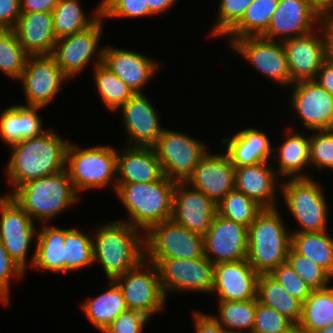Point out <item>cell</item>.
Masks as SVG:
<instances>
[{
  "label": "cell",
  "mask_w": 333,
  "mask_h": 333,
  "mask_svg": "<svg viewBox=\"0 0 333 333\" xmlns=\"http://www.w3.org/2000/svg\"><path fill=\"white\" fill-rule=\"evenodd\" d=\"M93 13V18L87 17L79 0H58V4L52 11L56 39L91 27L101 17V2Z\"/></svg>",
  "instance_id": "obj_34"
},
{
  "label": "cell",
  "mask_w": 333,
  "mask_h": 333,
  "mask_svg": "<svg viewBox=\"0 0 333 333\" xmlns=\"http://www.w3.org/2000/svg\"><path fill=\"white\" fill-rule=\"evenodd\" d=\"M0 240L9 256L26 272L27 254L35 235V222L10 196H0Z\"/></svg>",
  "instance_id": "obj_14"
},
{
  "label": "cell",
  "mask_w": 333,
  "mask_h": 333,
  "mask_svg": "<svg viewBox=\"0 0 333 333\" xmlns=\"http://www.w3.org/2000/svg\"><path fill=\"white\" fill-rule=\"evenodd\" d=\"M254 0H221L217 22L211 30V36H226L241 21L247 8Z\"/></svg>",
  "instance_id": "obj_44"
},
{
  "label": "cell",
  "mask_w": 333,
  "mask_h": 333,
  "mask_svg": "<svg viewBox=\"0 0 333 333\" xmlns=\"http://www.w3.org/2000/svg\"><path fill=\"white\" fill-rule=\"evenodd\" d=\"M261 162L235 168V189L256 201L263 208H276L278 175L272 164ZM269 164V165H268Z\"/></svg>",
  "instance_id": "obj_27"
},
{
  "label": "cell",
  "mask_w": 333,
  "mask_h": 333,
  "mask_svg": "<svg viewBox=\"0 0 333 333\" xmlns=\"http://www.w3.org/2000/svg\"><path fill=\"white\" fill-rule=\"evenodd\" d=\"M114 281L121 288L128 309L140 311L150 318L164 310L166 297L154 263L144 259Z\"/></svg>",
  "instance_id": "obj_11"
},
{
  "label": "cell",
  "mask_w": 333,
  "mask_h": 333,
  "mask_svg": "<svg viewBox=\"0 0 333 333\" xmlns=\"http://www.w3.org/2000/svg\"><path fill=\"white\" fill-rule=\"evenodd\" d=\"M27 106L44 108L62 90L68 78L57 65L52 55L29 56L19 78Z\"/></svg>",
  "instance_id": "obj_15"
},
{
  "label": "cell",
  "mask_w": 333,
  "mask_h": 333,
  "mask_svg": "<svg viewBox=\"0 0 333 333\" xmlns=\"http://www.w3.org/2000/svg\"><path fill=\"white\" fill-rule=\"evenodd\" d=\"M153 148L164 176L176 183H186L207 152V146L198 139L165 128Z\"/></svg>",
  "instance_id": "obj_8"
},
{
  "label": "cell",
  "mask_w": 333,
  "mask_h": 333,
  "mask_svg": "<svg viewBox=\"0 0 333 333\" xmlns=\"http://www.w3.org/2000/svg\"><path fill=\"white\" fill-rule=\"evenodd\" d=\"M25 271L9 256L0 240V303L7 305L10 299L11 278L23 279Z\"/></svg>",
  "instance_id": "obj_49"
},
{
  "label": "cell",
  "mask_w": 333,
  "mask_h": 333,
  "mask_svg": "<svg viewBox=\"0 0 333 333\" xmlns=\"http://www.w3.org/2000/svg\"><path fill=\"white\" fill-rule=\"evenodd\" d=\"M216 207L218 215L246 227H249L264 209L256 201L236 189L229 192Z\"/></svg>",
  "instance_id": "obj_40"
},
{
  "label": "cell",
  "mask_w": 333,
  "mask_h": 333,
  "mask_svg": "<svg viewBox=\"0 0 333 333\" xmlns=\"http://www.w3.org/2000/svg\"><path fill=\"white\" fill-rule=\"evenodd\" d=\"M313 133L309 136L310 169L333 170V129L314 130Z\"/></svg>",
  "instance_id": "obj_45"
},
{
  "label": "cell",
  "mask_w": 333,
  "mask_h": 333,
  "mask_svg": "<svg viewBox=\"0 0 333 333\" xmlns=\"http://www.w3.org/2000/svg\"><path fill=\"white\" fill-rule=\"evenodd\" d=\"M291 106L297 111L302 126L314 130L333 129V95L315 80L293 83Z\"/></svg>",
  "instance_id": "obj_17"
},
{
  "label": "cell",
  "mask_w": 333,
  "mask_h": 333,
  "mask_svg": "<svg viewBox=\"0 0 333 333\" xmlns=\"http://www.w3.org/2000/svg\"><path fill=\"white\" fill-rule=\"evenodd\" d=\"M68 145L53 129L10 145L12 151L5 174L12 185L11 191L27 181L65 170Z\"/></svg>",
  "instance_id": "obj_1"
},
{
  "label": "cell",
  "mask_w": 333,
  "mask_h": 333,
  "mask_svg": "<svg viewBox=\"0 0 333 333\" xmlns=\"http://www.w3.org/2000/svg\"><path fill=\"white\" fill-rule=\"evenodd\" d=\"M230 48L269 80L282 87L293 85L287 56L280 40L278 42L262 36L243 37L235 39Z\"/></svg>",
  "instance_id": "obj_13"
},
{
  "label": "cell",
  "mask_w": 333,
  "mask_h": 333,
  "mask_svg": "<svg viewBox=\"0 0 333 333\" xmlns=\"http://www.w3.org/2000/svg\"><path fill=\"white\" fill-rule=\"evenodd\" d=\"M176 1L177 0H146V3L149 6V11L157 16V14L166 12V10L173 7Z\"/></svg>",
  "instance_id": "obj_56"
},
{
  "label": "cell",
  "mask_w": 333,
  "mask_h": 333,
  "mask_svg": "<svg viewBox=\"0 0 333 333\" xmlns=\"http://www.w3.org/2000/svg\"><path fill=\"white\" fill-rule=\"evenodd\" d=\"M291 234V247L297 253L314 261L333 277V237L328 231Z\"/></svg>",
  "instance_id": "obj_35"
},
{
  "label": "cell",
  "mask_w": 333,
  "mask_h": 333,
  "mask_svg": "<svg viewBox=\"0 0 333 333\" xmlns=\"http://www.w3.org/2000/svg\"><path fill=\"white\" fill-rule=\"evenodd\" d=\"M287 262L312 290L328 287L333 278L325 269L292 247L287 254Z\"/></svg>",
  "instance_id": "obj_43"
},
{
  "label": "cell",
  "mask_w": 333,
  "mask_h": 333,
  "mask_svg": "<svg viewBox=\"0 0 333 333\" xmlns=\"http://www.w3.org/2000/svg\"><path fill=\"white\" fill-rule=\"evenodd\" d=\"M195 333H228L212 316L204 312H193Z\"/></svg>",
  "instance_id": "obj_52"
},
{
  "label": "cell",
  "mask_w": 333,
  "mask_h": 333,
  "mask_svg": "<svg viewBox=\"0 0 333 333\" xmlns=\"http://www.w3.org/2000/svg\"><path fill=\"white\" fill-rule=\"evenodd\" d=\"M10 195L34 220L51 221L81 200L67 170L33 179L18 186Z\"/></svg>",
  "instance_id": "obj_4"
},
{
  "label": "cell",
  "mask_w": 333,
  "mask_h": 333,
  "mask_svg": "<svg viewBox=\"0 0 333 333\" xmlns=\"http://www.w3.org/2000/svg\"><path fill=\"white\" fill-rule=\"evenodd\" d=\"M257 302L218 301V316H212L228 333H252Z\"/></svg>",
  "instance_id": "obj_38"
},
{
  "label": "cell",
  "mask_w": 333,
  "mask_h": 333,
  "mask_svg": "<svg viewBox=\"0 0 333 333\" xmlns=\"http://www.w3.org/2000/svg\"><path fill=\"white\" fill-rule=\"evenodd\" d=\"M39 106L12 105L0 115V138L7 145H12L26 138L41 135L43 122L38 114Z\"/></svg>",
  "instance_id": "obj_29"
},
{
  "label": "cell",
  "mask_w": 333,
  "mask_h": 333,
  "mask_svg": "<svg viewBox=\"0 0 333 333\" xmlns=\"http://www.w3.org/2000/svg\"><path fill=\"white\" fill-rule=\"evenodd\" d=\"M333 323V288L312 290L302 304V315L298 324L314 333Z\"/></svg>",
  "instance_id": "obj_36"
},
{
  "label": "cell",
  "mask_w": 333,
  "mask_h": 333,
  "mask_svg": "<svg viewBox=\"0 0 333 333\" xmlns=\"http://www.w3.org/2000/svg\"><path fill=\"white\" fill-rule=\"evenodd\" d=\"M13 30L29 56L52 55L57 41L52 13H21Z\"/></svg>",
  "instance_id": "obj_26"
},
{
  "label": "cell",
  "mask_w": 333,
  "mask_h": 333,
  "mask_svg": "<svg viewBox=\"0 0 333 333\" xmlns=\"http://www.w3.org/2000/svg\"><path fill=\"white\" fill-rule=\"evenodd\" d=\"M147 97L136 93L119 108L130 140L128 146L153 147L164 130L157 110Z\"/></svg>",
  "instance_id": "obj_22"
},
{
  "label": "cell",
  "mask_w": 333,
  "mask_h": 333,
  "mask_svg": "<svg viewBox=\"0 0 333 333\" xmlns=\"http://www.w3.org/2000/svg\"><path fill=\"white\" fill-rule=\"evenodd\" d=\"M320 25L321 17L312 9L309 0H279L262 37L275 41L281 39L282 42L306 35Z\"/></svg>",
  "instance_id": "obj_21"
},
{
  "label": "cell",
  "mask_w": 333,
  "mask_h": 333,
  "mask_svg": "<svg viewBox=\"0 0 333 333\" xmlns=\"http://www.w3.org/2000/svg\"><path fill=\"white\" fill-rule=\"evenodd\" d=\"M269 275L293 297L302 303L310 296L312 289L301 279L288 262L280 264Z\"/></svg>",
  "instance_id": "obj_47"
},
{
  "label": "cell",
  "mask_w": 333,
  "mask_h": 333,
  "mask_svg": "<svg viewBox=\"0 0 333 333\" xmlns=\"http://www.w3.org/2000/svg\"><path fill=\"white\" fill-rule=\"evenodd\" d=\"M256 299L259 303L276 310L297 324L302 315V302L291 296L269 274H259Z\"/></svg>",
  "instance_id": "obj_33"
},
{
  "label": "cell",
  "mask_w": 333,
  "mask_h": 333,
  "mask_svg": "<svg viewBox=\"0 0 333 333\" xmlns=\"http://www.w3.org/2000/svg\"><path fill=\"white\" fill-rule=\"evenodd\" d=\"M57 4L58 0H20L21 13H52Z\"/></svg>",
  "instance_id": "obj_53"
},
{
  "label": "cell",
  "mask_w": 333,
  "mask_h": 333,
  "mask_svg": "<svg viewBox=\"0 0 333 333\" xmlns=\"http://www.w3.org/2000/svg\"><path fill=\"white\" fill-rule=\"evenodd\" d=\"M94 263L99 262L107 280H115L145 259V233L128 222L110 221L96 230Z\"/></svg>",
  "instance_id": "obj_2"
},
{
  "label": "cell",
  "mask_w": 333,
  "mask_h": 333,
  "mask_svg": "<svg viewBox=\"0 0 333 333\" xmlns=\"http://www.w3.org/2000/svg\"><path fill=\"white\" fill-rule=\"evenodd\" d=\"M312 9L322 18L333 12V0H309Z\"/></svg>",
  "instance_id": "obj_57"
},
{
  "label": "cell",
  "mask_w": 333,
  "mask_h": 333,
  "mask_svg": "<svg viewBox=\"0 0 333 333\" xmlns=\"http://www.w3.org/2000/svg\"><path fill=\"white\" fill-rule=\"evenodd\" d=\"M315 81L333 95V59L327 58L318 71Z\"/></svg>",
  "instance_id": "obj_54"
},
{
  "label": "cell",
  "mask_w": 333,
  "mask_h": 333,
  "mask_svg": "<svg viewBox=\"0 0 333 333\" xmlns=\"http://www.w3.org/2000/svg\"><path fill=\"white\" fill-rule=\"evenodd\" d=\"M286 139L278 147H273V152L277 149L278 154L274 155L278 162V169L275 168V172L278 177H291V179L298 178H310L303 173L304 168L307 167L310 170V140L309 135L303 136L302 133L292 132L291 128L286 130ZM289 133V134H288ZM277 157V158H276ZM277 170V171H276ZM302 172V173H301Z\"/></svg>",
  "instance_id": "obj_30"
},
{
  "label": "cell",
  "mask_w": 333,
  "mask_h": 333,
  "mask_svg": "<svg viewBox=\"0 0 333 333\" xmlns=\"http://www.w3.org/2000/svg\"><path fill=\"white\" fill-rule=\"evenodd\" d=\"M20 15V0H0V29L13 30Z\"/></svg>",
  "instance_id": "obj_51"
},
{
  "label": "cell",
  "mask_w": 333,
  "mask_h": 333,
  "mask_svg": "<svg viewBox=\"0 0 333 333\" xmlns=\"http://www.w3.org/2000/svg\"><path fill=\"white\" fill-rule=\"evenodd\" d=\"M149 320L150 317L144 313L127 309L112 321L103 333H142Z\"/></svg>",
  "instance_id": "obj_50"
},
{
  "label": "cell",
  "mask_w": 333,
  "mask_h": 333,
  "mask_svg": "<svg viewBox=\"0 0 333 333\" xmlns=\"http://www.w3.org/2000/svg\"><path fill=\"white\" fill-rule=\"evenodd\" d=\"M216 205L203 192L187 183H176L171 219L191 232L205 237L217 213Z\"/></svg>",
  "instance_id": "obj_19"
},
{
  "label": "cell",
  "mask_w": 333,
  "mask_h": 333,
  "mask_svg": "<svg viewBox=\"0 0 333 333\" xmlns=\"http://www.w3.org/2000/svg\"><path fill=\"white\" fill-rule=\"evenodd\" d=\"M38 231L29 266L43 271L66 273L65 229L45 224Z\"/></svg>",
  "instance_id": "obj_31"
},
{
  "label": "cell",
  "mask_w": 333,
  "mask_h": 333,
  "mask_svg": "<svg viewBox=\"0 0 333 333\" xmlns=\"http://www.w3.org/2000/svg\"><path fill=\"white\" fill-rule=\"evenodd\" d=\"M258 277L247 259L216 264L212 294L218 296V301L256 299Z\"/></svg>",
  "instance_id": "obj_23"
},
{
  "label": "cell",
  "mask_w": 333,
  "mask_h": 333,
  "mask_svg": "<svg viewBox=\"0 0 333 333\" xmlns=\"http://www.w3.org/2000/svg\"><path fill=\"white\" fill-rule=\"evenodd\" d=\"M126 146L117 150L116 184L153 182L164 177L153 147Z\"/></svg>",
  "instance_id": "obj_25"
},
{
  "label": "cell",
  "mask_w": 333,
  "mask_h": 333,
  "mask_svg": "<svg viewBox=\"0 0 333 333\" xmlns=\"http://www.w3.org/2000/svg\"><path fill=\"white\" fill-rule=\"evenodd\" d=\"M293 324L290 319L276 310L257 302L252 333H283Z\"/></svg>",
  "instance_id": "obj_48"
},
{
  "label": "cell",
  "mask_w": 333,
  "mask_h": 333,
  "mask_svg": "<svg viewBox=\"0 0 333 333\" xmlns=\"http://www.w3.org/2000/svg\"><path fill=\"white\" fill-rule=\"evenodd\" d=\"M277 208H264L248 227L247 260L258 274L287 262L292 234Z\"/></svg>",
  "instance_id": "obj_5"
},
{
  "label": "cell",
  "mask_w": 333,
  "mask_h": 333,
  "mask_svg": "<svg viewBox=\"0 0 333 333\" xmlns=\"http://www.w3.org/2000/svg\"><path fill=\"white\" fill-rule=\"evenodd\" d=\"M176 182L164 176L161 180L116 184V194L128 211V222L146 233L152 226L170 220Z\"/></svg>",
  "instance_id": "obj_3"
},
{
  "label": "cell",
  "mask_w": 333,
  "mask_h": 333,
  "mask_svg": "<svg viewBox=\"0 0 333 333\" xmlns=\"http://www.w3.org/2000/svg\"><path fill=\"white\" fill-rule=\"evenodd\" d=\"M221 142L235 168L266 162L273 156L268 135L254 127L245 128L232 137H224Z\"/></svg>",
  "instance_id": "obj_28"
},
{
  "label": "cell",
  "mask_w": 333,
  "mask_h": 333,
  "mask_svg": "<svg viewBox=\"0 0 333 333\" xmlns=\"http://www.w3.org/2000/svg\"><path fill=\"white\" fill-rule=\"evenodd\" d=\"M204 256V237L172 219L155 224L145 233V259H194Z\"/></svg>",
  "instance_id": "obj_9"
},
{
  "label": "cell",
  "mask_w": 333,
  "mask_h": 333,
  "mask_svg": "<svg viewBox=\"0 0 333 333\" xmlns=\"http://www.w3.org/2000/svg\"><path fill=\"white\" fill-rule=\"evenodd\" d=\"M279 0H254L241 21L227 34L229 44L235 39L262 36L268 29Z\"/></svg>",
  "instance_id": "obj_37"
},
{
  "label": "cell",
  "mask_w": 333,
  "mask_h": 333,
  "mask_svg": "<svg viewBox=\"0 0 333 333\" xmlns=\"http://www.w3.org/2000/svg\"><path fill=\"white\" fill-rule=\"evenodd\" d=\"M154 16L146 0H101V16L106 18H136Z\"/></svg>",
  "instance_id": "obj_46"
},
{
  "label": "cell",
  "mask_w": 333,
  "mask_h": 333,
  "mask_svg": "<svg viewBox=\"0 0 333 333\" xmlns=\"http://www.w3.org/2000/svg\"><path fill=\"white\" fill-rule=\"evenodd\" d=\"M103 21L101 16L91 27L56 41L52 56L68 79L82 72L94 56V66L103 63L104 45L98 47Z\"/></svg>",
  "instance_id": "obj_12"
},
{
  "label": "cell",
  "mask_w": 333,
  "mask_h": 333,
  "mask_svg": "<svg viewBox=\"0 0 333 333\" xmlns=\"http://www.w3.org/2000/svg\"><path fill=\"white\" fill-rule=\"evenodd\" d=\"M115 73L135 93H143L142 88L155 74L159 63L144 54L132 50L104 47L103 63Z\"/></svg>",
  "instance_id": "obj_24"
},
{
  "label": "cell",
  "mask_w": 333,
  "mask_h": 333,
  "mask_svg": "<svg viewBox=\"0 0 333 333\" xmlns=\"http://www.w3.org/2000/svg\"><path fill=\"white\" fill-rule=\"evenodd\" d=\"M321 26L326 36L328 57L333 59V12L321 18Z\"/></svg>",
  "instance_id": "obj_55"
},
{
  "label": "cell",
  "mask_w": 333,
  "mask_h": 333,
  "mask_svg": "<svg viewBox=\"0 0 333 333\" xmlns=\"http://www.w3.org/2000/svg\"><path fill=\"white\" fill-rule=\"evenodd\" d=\"M204 255L214 265L247 259L248 227L216 213L204 237Z\"/></svg>",
  "instance_id": "obj_16"
},
{
  "label": "cell",
  "mask_w": 333,
  "mask_h": 333,
  "mask_svg": "<svg viewBox=\"0 0 333 333\" xmlns=\"http://www.w3.org/2000/svg\"><path fill=\"white\" fill-rule=\"evenodd\" d=\"M28 57L14 30L0 29V71L12 80H19Z\"/></svg>",
  "instance_id": "obj_42"
},
{
  "label": "cell",
  "mask_w": 333,
  "mask_h": 333,
  "mask_svg": "<svg viewBox=\"0 0 333 333\" xmlns=\"http://www.w3.org/2000/svg\"><path fill=\"white\" fill-rule=\"evenodd\" d=\"M116 149L108 144L80 148L69 142L66 151V170L78 194L88 189H103L110 183L113 184L114 192L116 191Z\"/></svg>",
  "instance_id": "obj_6"
},
{
  "label": "cell",
  "mask_w": 333,
  "mask_h": 333,
  "mask_svg": "<svg viewBox=\"0 0 333 333\" xmlns=\"http://www.w3.org/2000/svg\"><path fill=\"white\" fill-rule=\"evenodd\" d=\"M108 282L109 289L81 304L88 320L102 332L128 309L119 285L114 280Z\"/></svg>",
  "instance_id": "obj_32"
},
{
  "label": "cell",
  "mask_w": 333,
  "mask_h": 333,
  "mask_svg": "<svg viewBox=\"0 0 333 333\" xmlns=\"http://www.w3.org/2000/svg\"><path fill=\"white\" fill-rule=\"evenodd\" d=\"M94 81L102 101L109 111H116L136 93L115 73L100 64L94 67Z\"/></svg>",
  "instance_id": "obj_39"
},
{
  "label": "cell",
  "mask_w": 333,
  "mask_h": 333,
  "mask_svg": "<svg viewBox=\"0 0 333 333\" xmlns=\"http://www.w3.org/2000/svg\"><path fill=\"white\" fill-rule=\"evenodd\" d=\"M319 27V36L314 30L306 35L282 41L292 83L315 80L328 58L326 36L322 26Z\"/></svg>",
  "instance_id": "obj_18"
},
{
  "label": "cell",
  "mask_w": 333,
  "mask_h": 333,
  "mask_svg": "<svg viewBox=\"0 0 333 333\" xmlns=\"http://www.w3.org/2000/svg\"><path fill=\"white\" fill-rule=\"evenodd\" d=\"M281 184L286 207L301 226L291 233L325 231L328 228V204L324 189L313 177L290 179ZM323 191V192H322Z\"/></svg>",
  "instance_id": "obj_7"
},
{
  "label": "cell",
  "mask_w": 333,
  "mask_h": 333,
  "mask_svg": "<svg viewBox=\"0 0 333 333\" xmlns=\"http://www.w3.org/2000/svg\"><path fill=\"white\" fill-rule=\"evenodd\" d=\"M283 333H310L304 327L300 326L298 323L293 324L288 330Z\"/></svg>",
  "instance_id": "obj_58"
},
{
  "label": "cell",
  "mask_w": 333,
  "mask_h": 333,
  "mask_svg": "<svg viewBox=\"0 0 333 333\" xmlns=\"http://www.w3.org/2000/svg\"><path fill=\"white\" fill-rule=\"evenodd\" d=\"M66 272L93 265V239L76 228L65 229Z\"/></svg>",
  "instance_id": "obj_41"
},
{
  "label": "cell",
  "mask_w": 333,
  "mask_h": 333,
  "mask_svg": "<svg viewBox=\"0 0 333 333\" xmlns=\"http://www.w3.org/2000/svg\"><path fill=\"white\" fill-rule=\"evenodd\" d=\"M314 333H333V323L324 329L318 330Z\"/></svg>",
  "instance_id": "obj_59"
},
{
  "label": "cell",
  "mask_w": 333,
  "mask_h": 333,
  "mask_svg": "<svg viewBox=\"0 0 333 333\" xmlns=\"http://www.w3.org/2000/svg\"><path fill=\"white\" fill-rule=\"evenodd\" d=\"M157 266L165 297L168 291L212 293L214 264L204 255L194 259H146Z\"/></svg>",
  "instance_id": "obj_10"
},
{
  "label": "cell",
  "mask_w": 333,
  "mask_h": 333,
  "mask_svg": "<svg viewBox=\"0 0 333 333\" xmlns=\"http://www.w3.org/2000/svg\"><path fill=\"white\" fill-rule=\"evenodd\" d=\"M186 183L218 204L235 189V167L226 152H206Z\"/></svg>",
  "instance_id": "obj_20"
}]
</instances>
